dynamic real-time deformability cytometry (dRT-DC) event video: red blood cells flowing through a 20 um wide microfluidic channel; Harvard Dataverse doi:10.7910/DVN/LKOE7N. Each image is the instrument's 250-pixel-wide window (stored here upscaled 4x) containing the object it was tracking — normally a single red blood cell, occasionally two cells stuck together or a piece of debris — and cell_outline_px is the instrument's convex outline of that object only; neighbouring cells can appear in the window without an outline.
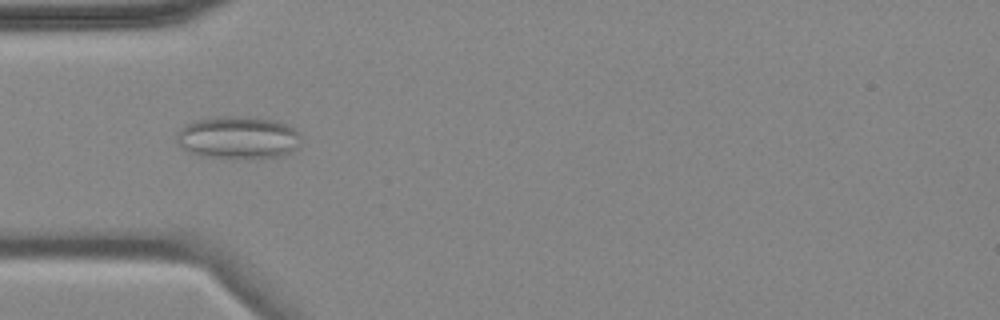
{"species": "common noctule bat (a hibernating species)", "species_latin": "Nyctalus noctula", "temperature_condition": "cold", "stored_images_in_passage": 5, "camera_frame_rate_fps": 3000, "um_per_image_px": 0.085, "animal": {"sex": "female", "body_mass_g": 18.4}, "frame": {"image": 1, "passage_image": 5, "time_ms": 5.333, "image_size_px": [1000, 320], "cell_outline_px": [[300, 148], [284, 156], [204, 156], [188, 152], [180, 148], [176, 144], [176, 132], [192, 120], [216, 116], [248, 116], [276, 120], [292, 128], [300, 136]], "centroid_in_image_um": [20.2, 11.65], "position_along_channel_um": 64.8, "area_um2": 30.75}}